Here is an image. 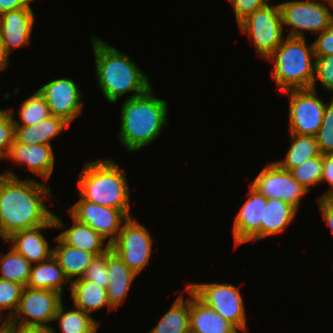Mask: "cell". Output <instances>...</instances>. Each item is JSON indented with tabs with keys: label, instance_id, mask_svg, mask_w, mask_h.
Listing matches in <instances>:
<instances>
[{
	"label": "cell",
	"instance_id": "obj_37",
	"mask_svg": "<svg viewBox=\"0 0 333 333\" xmlns=\"http://www.w3.org/2000/svg\"><path fill=\"white\" fill-rule=\"evenodd\" d=\"M15 125L7 109H0V160L4 159L14 143Z\"/></svg>",
	"mask_w": 333,
	"mask_h": 333
},
{
	"label": "cell",
	"instance_id": "obj_14",
	"mask_svg": "<svg viewBox=\"0 0 333 333\" xmlns=\"http://www.w3.org/2000/svg\"><path fill=\"white\" fill-rule=\"evenodd\" d=\"M70 77L56 78L37 91L46 100L51 115L63 118L70 125L81 115L84 102L82 90Z\"/></svg>",
	"mask_w": 333,
	"mask_h": 333
},
{
	"label": "cell",
	"instance_id": "obj_32",
	"mask_svg": "<svg viewBox=\"0 0 333 333\" xmlns=\"http://www.w3.org/2000/svg\"><path fill=\"white\" fill-rule=\"evenodd\" d=\"M322 168L323 163L321 155L306 160L301 166L293 168L290 172L293 175V178L310 192L311 187L320 184Z\"/></svg>",
	"mask_w": 333,
	"mask_h": 333
},
{
	"label": "cell",
	"instance_id": "obj_18",
	"mask_svg": "<svg viewBox=\"0 0 333 333\" xmlns=\"http://www.w3.org/2000/svg\"><path fill=\"white\" fill-rule=\"evenodd\" d=\"M34 23L32 8H21L0 15V34L9 55L14 49L30 43Z\"/></svg>",
	"mask_w": 333,
	"mask_h": 333
},
{
	"label": "cell",
	"instance_id": "obj_29",
	"mask_svg": "<svg viewBox=\"0 0 333 333\" xmlns=\"http://www.w3.org/2000/svg\"><path fill=\"white\" fill-rule=\"evenodd\" d=\"M63 302L58 307L54 321H58L60 333H98L100 320L94 319L92 315L73 307L69 311L64 310ZM56 333V329H54Z\"/></svg>",
	"mask_w": 333,
	"mask_h": 333
},
{
	"label": "cell",
	"instance_id": "obj_5",
	"mask_svg": "<svg viewBox=\"0 0 333 333\" xmlns=\"http://www.w3.org/2000/svg\"><path fill=\"white\" fill-rule=\"evenodd\" d=\"M266 60L273 65L270 75L277 90L311 88L315 54L313 44L307 45L306 38L286 36Z\"/></svg>",
	"mask_w": 333,
	"mask_h": 333
},
{
	"label": "cell",
	"instance_id": "obj_16",
	"mask_svg": "<svg viewBox=\"0 0 333 333\" xmlns=\"http://www.w3.org/2000/svg\"><path fill=\"white\" fill-rule=\"evenodd\" d=\"M261 220H263V194L249 185L247 199L241 205L233 222L234 248L250 241L261 240Z\"/></svg>",
	"mask_w": 333,
	"mask_h": 333
},
{
	"label": "cell",
	"instance_id": "obj_12",
	"mask_svg": "<svg viewBox=\"0 0 333 333\" xmlns=\"http://www.w3.org/2000/svg\"><path fill=\"white\" fill-rule=\"evenodd\" d=\"M250 185L267 199L285 201L298 210L301 200L309 192L293 178L290 171L283 169L276 161H269Z\"/></svg>",
	"mask_w": 333,
	"mask_h": 333
},
{
	"label": "cell",
	"instance_id": "obj_33",
	"mask_svg": "<svg viewBox=\"0 0 333 333\" xmlns=\"http://www.w3.org/2000/svg\"><path fill=\"white\" fill-rule=\"evenodd\" d=\"M24 286L8 280L0 279V316L8 322L17 310ZM4 313L3 317V312Z\"/></svg>",
	"mask_w": 333,
	"mask_h": 333
},
{
	"label": "cell",
	"instance_id": "obj_38",
	"mask_svg": "<svg viewBox=\"0 0 333 333\" xmlns=\"http://www.w3.org/2000/svg\"><path fill=\"white\" fill-rule=\"evenodd\" d=\"M232 5V10L236 17L237 25L244 20L248 15L262 8L269 3V0H228Z\"/></svg>",
	"mask_w": 333,
	"mask_h": 333
},
{
	"label": "cell",
	"instance_id": "obj_31",
	"mask_svg": "<svg viewBox=\"0 0 333 333\" xmlns=\"http://www.w3.org/2000/svg\"><path fill=\"white\" fill-rule=\"evenodd\" d=\"M7 110L13 117L14 125H34L51 115L46 100L37 90L20 104L17 113L13 111V107ZM14 116H18L19 120L14 119Z\"/></svg>",
	"mask_w": 333,
	"mask_h": 333
},
{
	"label": "cell",
	"instance_id": "obj_40",
	"mask_svg": "<svg viewBox=\"0 0 333 333\" xmlns=\"http://www.w3.org/2000/svg\"><path fill=\"white\" fill-rule=\"evenodd\" d=\"M322 177L321 182H327L329 188L326 192L322 193L318 198L331 197L333 195V154L322 155Z\"/></svg>",
	"mask_w": 333,
	"mask_h": 333
},
{
	"label": "cell",
	"instance_id": "obj_13",
	"mask_svg": "<svg viewBox=\"0 0 333 333\" xmlns=\"http://www.w3.org/2000/svg\"><path fill=\"white\" fill-rule=\"evenodd\" d=\"M68 213L77 221L90 226L110 244L117 239L123 224L134 216L130 210L98 205L83 200L80 196L79 200L68 209Z\"/></svg>",
	"mask_w": 333,
	"mask_h": 333
},
{
	"label": "cell",
	"instance_id": "obj_2",
	"mask_svg": "<svg viewBox=\"0 0 333 333\" xmlns=\"http://www.w3.org/2000/svg\"><path fill=\"white\" fill-rule=\"evenodd\" d=\"M95 58L97 84L106 101L116 104L119 98L131 92L127 98L145 94L153 85L130 56L117 50L101 38L91 35Z\"/></svg>",
	"mask_w": 333,
	"mask_h": 333
},
{
	"label": "cell",
	"instance_id": "obj_7",
	"mask_svg": "<svg viewBox=\"0 0 333 333\" xmlns=\"http://www.w3.org/2000/svg\"><path fill=\"white\" fill-rule=\"evenodd\" d=\"M239 31L252 41L256 56L267 59L282 43L285 35L279 3L257 9L239 24Z\"/></svg>",
	"mask_w": 333,
	"mask_h": 333
},
{
	"label": "cell",
	"instance_id": "obj_17",
	"mask_svg": "<svg viewBox=\"0 0 333 333\" xmlns=\"http://www.w3.org/2000/svg\"><path fill=\"white\" fill-rule=\"evenodd\" d=\"M13 164L22 165L27 168L30 173L43 182H47L53 174L55 165V154L52 145L43 144H20L14 140L5 157Z\"/></svg>",
	"mask_w": 333,
	"mask_h": 333
},
{
	"label": "cell",
	"instance_id": "obj_24",
	"mask_svg": "<svg viewBox=\"0 0 333 333\" xmlns=\"http://www.w3.org/2000/svg\"><path fill=\"white\" fill-rule=\"evenodd\" d=\"M69 291L73 306L90 315L105 307L107 311L114 310L108 302L106 289L92 281L77 279L70 283Z\"/></svg>",
	"mask_w": 333,
	"mask_h": 333
},
{
	"label": "cell",
	"instance_id": "obj_43",
	"mask_svg": "<svg viewBox=\"0 0 333 333\" xmlns=\"http://www.w3.org/2000/svg\"><path fill=\"white\" fill-rule=\"evenodd\" d=\"M14 333H55L53 326L20 327L14 326Z\"/></svg>",
	"mask_w": 333,
	"mask_h": 333
},
{
	"label": "cell",
	"instance_id": "obj_21",
	"mask_svg": "<svg viewBox=\"0 0 333 333\" xmlns=\"http://www.w3.org/2000/svg\"><path fill=\"white\" fill-rule=\"evenodd\" d=\"M298 209L293 205L263 195V220H261V240L279 235L295 220Z\"/></svg>",
	"mask_w": 333,
	"mask_h": 333
},
{
	"label": "cell",
	"instance_id": "obj_46",
	"mask_svg": "<svg viewBox=\"0 0 333 333\" xmlns=\"http://www.w3.org/2000/svg\"><path fill=\"white\" fill-rule=\"evenodd\" d=\"M0 316V326H7L6 320Z\"/></svg>",
	"mask_w": 333,
	"mask_h": 333
},
{
	"label": "cell",
	"instance_id": "obj_25",
	"mask_svg": "<svg viewBox=\"0 0 333 333\" xmlns=\"http://www.w3.org/2000/svg\"><path fill=\"white\" fill-rule=\"evenodd\" d=\"M66 283L70 285L63 269L52 255L49 259L32 265L27 287L51 290L62 295L64 290H70V286L63 287Z\"/></svg>",
	"mask_w": 333,
	"mask_h": 333
},
{
	"label": "cell",
	"instance_id": "obj_26",
	"mask_svg": "<svg viewBox=\"0 0 333 333\" xmlns=\"http://www.w3.org/2000/svg\"><path fill=\"white\" fill-rule=\"evenodd\" d=\"M55 238L58 245L53 247V256L57 259L67 279L71 283L82 278L86 268L96 256L88 251L66 245L58 236Z\"/></svg>",
	"mask_w": 333,
	"mask_h": 333
},
{
	"label": "cell",
	"instance_id": "obj_41",
	"mask_svg": "<svg viewBox=\"0 0 333 333\" xmlns=\"http://www.w3.org/2000/svg\"><path fill=\"white\" fill-rule=\"evenodd\" d=\"M322 219L333 235V200L330 197L317 198Z\"/></svg>",
	"mask_w": 333,
	"mask_h": 333
},
{
	"label": "cell",
	"instance_id": "obj_30",
	"mask_svg": "<svg viewBox=\"0 0 333 333\" xmlns=\"http://www.w3.org/2000/svg\"><path fill=\"white\" fill-rule=\"evenodd\" d=\"M6 254L0 252V279L27 286L32 264L9 246Z\"/></svg>",
	"mask_w": 333,
	"mask_h": 333
},
{
	"label": "cell",
	"instance_id": "obj_10",
	"mask_svg": "<svg viewBox=\"0 0 333 333\" xmlns=\"http://www.w3.org/2000/svg\"><path fill=\"white\" fill-rule=\"evenodd\" d=\"M289 97L288 133L316 136L323 121L327 102L318 97L317 91L291 89L282 92Z\"/></svg>",
	"mask_w": 333,
	"mask_h": 333
},
{
	"label": "cell",
	"instance_id": "obj_8",
	"mask_svg": "<svg viewBox=\"0 0 333 333\" xmlns=\"http://www.w3.org/2000/svg\"><path fill=\"white\" fill-rule=\"evenodd\" d=\"M186 286L239 331L248 333L246 309L239 286L220 282H192Z\"/></svg>",
	"mask_w": 333,
	"mask_h": 333
},
{
	"label": "cell",
	"instance_id": "obj_27",
	"mask_svg": "<svg viewBox=\"0 0 333 333\" xmlns=\"http://www.w3.org/2000/svg\"><path fill=\"white\" fill-rule=\"evenodd\" d=\"M189 314L190 296L184 299V293L181 292L157 325L148 333H188L190 330Z\"/></svg>",
	"mask_w": 333,
	"mask_h": 333
},
{
	"label": "cell",
	"instance_id": "obj_36",
	"mask_svg": "<svg viewBox=\"0 0 333 333\" xmlns=\"http://www.w3.org/2000/svg\"><path fill=\"white\" fill-rule=\"evenodd\" d=\"M84 280H89L99 285L102 288H107L109 285V277L107 272V252L96 256L92 263L86 268Z\"/></svg>",
	"mask_w": 333,
	"mask_h": 333
},
{
	"label": "cell",
	"instance_id": "obj_47",
	"mask_svg": "<svg viewBox=\"0 0 333 333\" xmlns=\"http://www.w3.org/2000/svg\"><path fill=\"white\" fill-rule=\"evenodd\" d=\"M188 333H197V332H194V331H192V330H189Z\"/></svg>",
	"mask_w": 333,
	"mask_h": 333
},
{
	"label": "cell",
	"instance_id": "obj_23",
	"mask_svg": "<svg viewBox=\"0 0 333 333\" xmlns=\"http://www.w3.org/2000/svg\"><path fill=\"white\" fill-rule=\"evenodd\" d=\"M69 216L73 220L72 226L57 235L66 245L88 251L95 256L102 255L111 248V244L94 229L77 221L70 214Z\"/></svg>",
	"mask_w": 333,
	"mask_h": 333
},
{
	"label": "cell",
	"instance_id": "obj_34",
	"mask_svg": "<svg viewBox=\"0 0 333 333\" xmlns=\"http://www.w3.org/2000/svg\"><path fill=\"white\" fill-rule=\"evenodd\" d=\"M330 99L327 101L322 125L315 136L322 155L333 154V98Z\"/></svg>",
	"mask_w": 333,
	"mask_h": 333
},
{
	"label": "cell",
	"instance_id": "obj_20",
	"mask_svg": "<svg viewBox=\"0 0 333 333\" xmlns=\"http://www.w3.org/2000/svg\"><path fill=\"white\" fill-rule=\"evenodd\" d=\"M107 272L109 277V285L106 288L108 302L113 309H117L128 297L129 289L138 275L111 248L107 251Z\"/></svg>",
	"mask_w": 333,
	"mask_h": 333
},
{
	"label": "cell",
	"instance_id": "obj_19",
	"mask_svg": "<svg viewBox=\"0 0 333 333\" xmlns=\"http://www.w3.org/2000/svg\"><path fill=\"white\" fill-rule=\"evenodd\" d=\"M190 295V330L197 333H240L228 320L202 302L187 286Z\"/></svg>",
	"mask_w": 333,
	"mask_h": 333
},
{
	"label": "cell",
	"instance_id": "obj_4",
	"mask_svg": "<svg viewBox=\"0 0 333 333\" xmlns=\"http://www.w3.org/2000/svg\"><path fill=\"white\" fill-rule=\"evenodd\" d=\"M77 186L78 196L83 200L130 210V187L126 174L111 158L85 162Z\"/></svg>",
	"mask_w": 333,
	"mask_h": 333
},
{
	"label": "cell",
	"instance_id": "obj_11",
	"mask_svg": "<svg viewBox=\"0 0 333 333\" xmlns=\"http://www.w3.org/2000/svg\"><path fill=\"white\" fill-rule=\"evenodd\" d=\"M138 218L130 217L122 226L117 239L111 244L122 261L139 275L152 255V236L146 226L138 222Z\"/></svg>",
	"mask_w": 333,
	"mask_h": 333
},
{
	"label": "cell",
	"instance_id": "obj_35",
	"mask_svg": "<svg viewBox=\"0 0 333 333\" xmlns=\"http://www.w3.org/2000/svg\"><path fill=\"white\" fill-rule=\"evenodd\" d=\"M316 81H320L325 91L333 93V54L315 56L314 78L311 89L316 90Z\"/></svg>",
	"mask_w": 333,
	"mask_h": 333
},
{
	"label": "cell",
	"instance_id": "obj_42",
	"mask_svg": "<svg viewBox=\"0 0 333 333\" xmlns=\"http://www.w3.org/2000/svg\"><path fill=\"white\" fill-rule=\"evenodd\" d=\"M34 0H0V15L12 10L21 8H31V2Z\"/></svg>",
	"mask_w": 333,
	"mask_h": 333
},
{
	"label": "cell",
	"instance_id": "obj_9",
	"mask_svg": "<svg viewBox=\"0 0 333 333\" xmlns=\"http://www.w3.org/2000/svg\"><path fill=\"white\" fill-rule=\"evenodd\" d=\"M62 299L58 292L26 286L22 290L17 310L7 322V326H51L50 322L54 321Z\"/></svg>",
	"mask_w": 333,
	"mask_h": 333
},
{
	"label": "cell",
	"instance_id": "obj_44",
	"mask_svg": "<svg viewBox=\"0 0 333 333\" xmlns=\"http://www.w3.org/2000/svg\"><path fill=\"white\" fill-rule=\"evenodd\" d=\"M9 54L7 53L3 39L0 34V71H3L7 68L9 64Z\"/></svg>",
	"mask_w": 333,
	"mask_h": 333
},
{
	"label": "cell",
	"instance_id": "obj_1",
	"mask_svg": "<svg viewBox=\"0 0 333 333\" xmlns=\"http://www.w3.org/2000/svg\"><path fill=\"white\" fill-rule=\"evenodd\" d=\"M29 176L22 180L12 170L0 173V236L47 224L54 212L44 199L53 197L49 185Z\"/></svg>",
	"mask_w": 333,
	"mask_h": 333
},
{
	"label": "cell",
	"instance_id": "obj_39",
	"mask_svg": "<svg viewBox=\"0 0 333 333\" xmlns=\"http://www.w3.org/2000/svg\"><path fill=\"white\" fill-rule=\"evenodd\" d=\"M315 56H327L333 54V23L331 26L318 34L312 42Z\"/></svg>",
	"mask_w": 333,
	"mask_h": 333
},
{
	"label": "cell",
	"instance_id": "obj_3",
	"mask_svg": "<svg viewBox=\"0 0 333 333\" xmlns=\"http://www.w3.org/2000/svg\"><path fill=\"white\" fill-rule=\"evenodd\" d=\"M153 86L143 95L127 98L120 110L118 139L127 152H136L158 139L168 124V103L156 98Z\"/></svg>",
	"mask_w": 333,
	"mask_h": 333
},
{
	"label": "cell",
	"instance_id": "obj_6",
	"mask_svg": "<svg viewBox=\"0 0 333 333\" xmlns=\"http://www.w3.org/2000/svg\"><path fill=\"white\" fill-rule=\"evenodd\" d=\"M279 6L283 29L289 28L287 36L290 37L306 38V31L317 35L333 23V0H289Z\"/></svg>",
	"mask_w": 333,
	"mask_h": 333
},
{
	"label": "cell",
	"instance_id": "obj_28",
	"mask_svg": "<svg viewBox=\"0 0 333 333\" xmlns=\"http://www.w3.org/2000/svg\"><path fill=\"white\" fill-rule=\"evenodd\" d=\"M291 142L283 159L276 162L287 171L301 166L306 160L321 156L315 136L297 135L289 133Z\"/></svg>",
	"mask_w": 333,
	"mask_h": 333
},
{
	"label": "cell",
	"instance_id": "obj_15",
	"mask_svg": "<svg viewBox=\"0 0 333 333\" xmlns=\"http://www.w3.org/2000/svg\"><path fill=\"white\" fill-rule=\"evenodd\" d=\"M64 226L61 217L54 213L53 218L47 224L14 232L4 240V243H8L32 265L38 264L53 255V247H50L48 240L45 238L44 230L47 228L60 230Z\"/></svg>",
	"mask_w": 333,
	"mask_h": 333
},
{
	"label": "cell",
	"instance_id": "obj_22",
	"mask_svg": "<svg viewBox=\"0 0 333 333\" xmlns=\"http://www.w3.org/2000/svg\"><path fill=\"white\" fill-rule=\"evenodd\" d=\"M69 126L70 124L63 118L50 115L34 125H15L14 140L25 145H52L51 141Z\"/></svg>",
	"mask_w": 333,
	"mask_h": 333
},
{
	"label": "cell",
	"instance_id": "obj_45",
	"mask_svg": "<svg viewBox=\"0 0 333 333\" xmlns=\"http://www.w3.org/2000/svg\"><path fill=\"white\" fill-rule=\"evenodd\" d=\"M0 333H14V326H5L0 330Z\"/></svg>",
	"mask_w": 333,
	"mask_h": 333
}]
</instances>
